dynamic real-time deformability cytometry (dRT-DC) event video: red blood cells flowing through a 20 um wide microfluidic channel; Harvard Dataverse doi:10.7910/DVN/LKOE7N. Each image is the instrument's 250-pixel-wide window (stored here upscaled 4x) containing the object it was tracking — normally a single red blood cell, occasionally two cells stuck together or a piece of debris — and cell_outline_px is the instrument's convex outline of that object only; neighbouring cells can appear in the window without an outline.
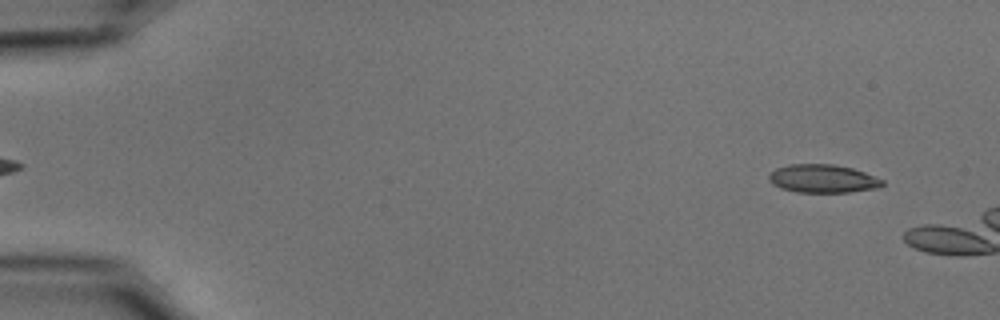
{"species": "common noctule bat (a hibernating species)", "species_latin": "Nyctalus noctula", "temperature_condition": "cold", "stored_images_in_passage": 9, "camera_frame_rate_fps": 3000, "um_per_image_px": 0.085, "animal": {"sex": "male", "body_mass_g": 15.6}, "frame": {"image": 1, "passage_image": 4, "time_ms": 1.0, "image_size_px": [1000, 320], "cell_outline_px": [[884, 184], [880, 188], [848, 192], [796, 192], [780, 188], [772, 184], [768, 180], [768, 176], [776, 168], [788, 164], [832, 164], [852, 168], [864, 172], [884, 180]], "centroid_in_image_um": [69.93, 15.19], "position_along_channel_um": 15.1, "area_um2": 18.79}}